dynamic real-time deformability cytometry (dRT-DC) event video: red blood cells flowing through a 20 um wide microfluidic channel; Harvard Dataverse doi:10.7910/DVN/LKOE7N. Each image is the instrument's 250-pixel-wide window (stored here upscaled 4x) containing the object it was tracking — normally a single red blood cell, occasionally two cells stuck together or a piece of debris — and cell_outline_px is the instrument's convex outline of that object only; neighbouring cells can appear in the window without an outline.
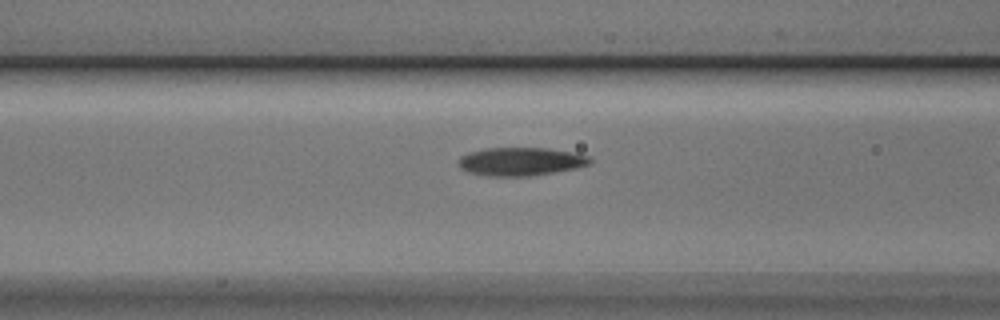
{"species": "Egyptian fruit bat (a non-hibernating species)", "species_latin": "Rousettus aegyptiacus", "temperature_condition": "cold", "stored_images_in_passage": 12, "camera_frame_rate_fps": 3000, "um_per_image_px": 0.085, "animal": {"sex": "male"}, "frame": {"image": 1, "passage_image": 10, "time_ms": 3.0, "image_size_px": [1000, 320], "cell_outline_px": [[592, 164], [576, 168], [528, 176], [488, 176], [468, 172], [460, 168], [460, 156], [468, 152], [484, 148], [548, 148], [576, 152], [588, 156], [592, 160]], "centroid_in_image_um": [44.28, 13.72], "position_along_channel_um": 122.3, "area_um2": 21.73}}